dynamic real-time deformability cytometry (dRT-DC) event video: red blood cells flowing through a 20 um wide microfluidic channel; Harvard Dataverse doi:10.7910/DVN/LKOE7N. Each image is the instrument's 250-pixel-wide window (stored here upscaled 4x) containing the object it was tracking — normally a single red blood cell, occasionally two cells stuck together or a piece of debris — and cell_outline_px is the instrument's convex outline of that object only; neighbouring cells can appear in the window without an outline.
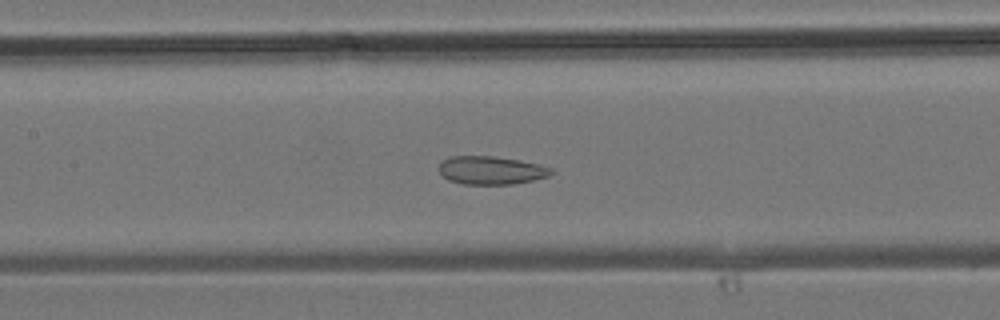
{"species": "common noctule bat (a hibernating species)", "species_latin": "Nyctalus noctula", "temperature_condition": "room temperature", "stored_images_in_passage": 26, "camera_frame_rate_fps": 3000, "um_per_image_px": 0.085, "animal": {"sex": "male", "body_mass_g": 19.2, "forearm_length_mm": 51.8}, "frame": {"image": 1, "passage_image": 6, "time_ms": 1.667, "image_size_px": [1000, 320], "cell_outline_px": [[552, 172], [548, 176], [532, 180], [512, 184], [464, 184], [448, 180], [436, 168], [444, 160], [452, 156], [492, 156], [520, 160], [540, 164], [552, 168]], "centroid_in_image_um": [41.73, 14.47], "position_along_channel_um": 165.7, "area_um2": 18.38}}
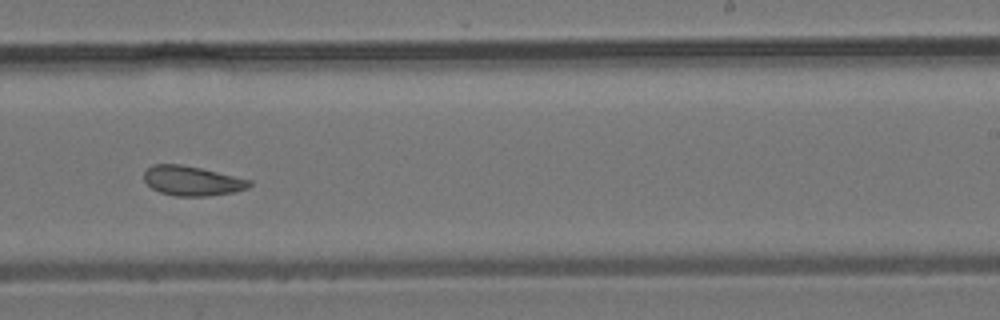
{"frame": {"image": 2, "passage_image": 12, "time_ms": 3.667, "image_size_px": [1000, 320], "cell_outline_px": [[252, 184], [248, 188], [236, 192], [208, 196], [176, 196], [160, 192], [152, 188], [144, 180], [144, 172], [152, 164], [180, 164], [200, 168], [252, 180]], "centroid_in_image_um": [16.34, 15.37], "position_along_channel_um": 272.7, "area_um2": 18.21}}
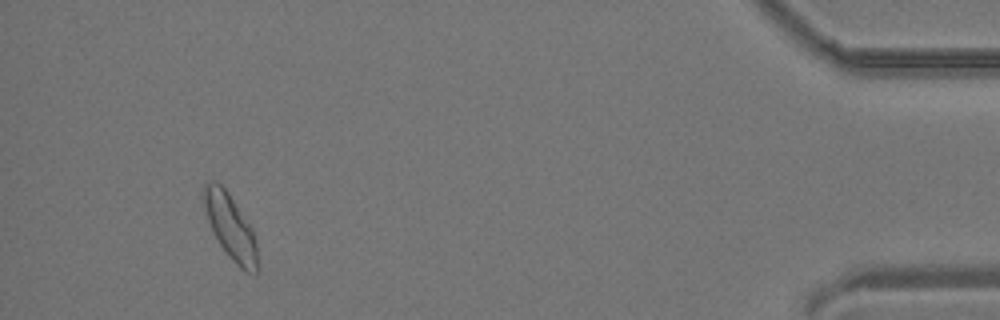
{"frame": {"image": 3, "passage_image": 24, "time_ms": 7.667, "image_size_px": [1000, 320], "cell_outline_px": [[260, 268], [256, 272], [244, 272], [228, 256], [220, 244], [208, 220], [200, 196], [204, 184], [208, 180], [216, 180], [228, 192], [252, 228], [256, 240]], "centroid_in_image_um": [19.59, 19.26], "position_along_channel_um": 415.6, "area_um2": 20.69}}